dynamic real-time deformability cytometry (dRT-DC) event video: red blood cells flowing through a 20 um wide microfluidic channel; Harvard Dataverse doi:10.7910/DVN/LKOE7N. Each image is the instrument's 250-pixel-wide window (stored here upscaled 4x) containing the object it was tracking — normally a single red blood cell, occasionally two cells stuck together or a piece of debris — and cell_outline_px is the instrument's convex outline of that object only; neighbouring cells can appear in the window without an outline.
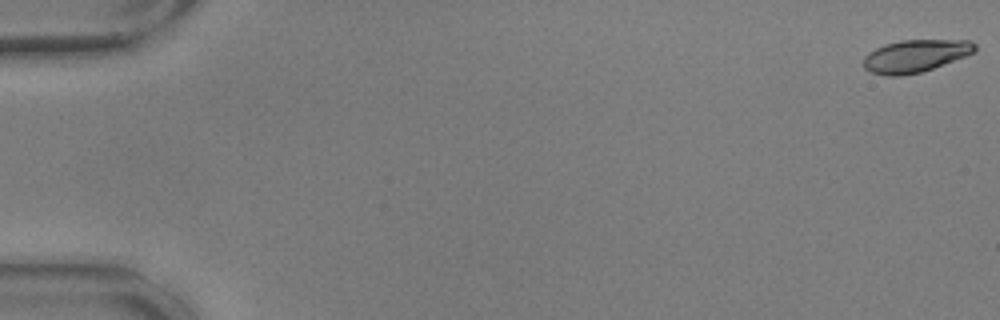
{"species": "common noctule bat (a hibernating species)", "species_latin": "Nyctalus noctula", "temperature_condition": "warm", "stored_images_in_passage": 57, "camera_frame_rate_fps": 3000, "um_per_image_px": 0.085, "animal": {"sex": "male", "body_mass_g": 17.9, "forearm_length_mm": 54.2}, "frame": {"image": 1, "passage_image": 1, "time_ms": 0.0, "image_size_px": [1000, 320], "cell_outline_px": [[976, 52], [932, 68], [920, 72], [900, 76], [888, 76], [872, 72], [864, 68], [864, 56], [868, 52], [884, 44], [900, 40], [972, 40], [976, 44]], "centroid_in_image_um": [77.81, 4.74], "position_along_channel_um": 7.2, "area_um2": 21.04}}
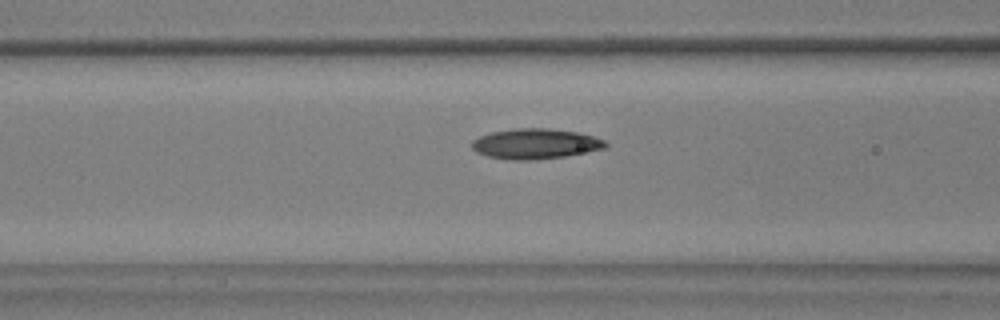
{"frame": {"image": 2, "passage_image": 24, "time_ms": 7.667, "image_size_px": [1000, 320], "cell_outline_px": [[608, 144], [604, 148], [564, 156], [536, 160], [512, 160], [488, 156], [476, 152], [472, 148], [472, 140], [480, 136], [492, 132], [512, 128], [548, 128], [576, 132], [592, 136], [604, 140]], "centroid_in_image_um": [45.47, 12.22], "position_along_channel_um": 121.1, "area_um2": 23.41}}
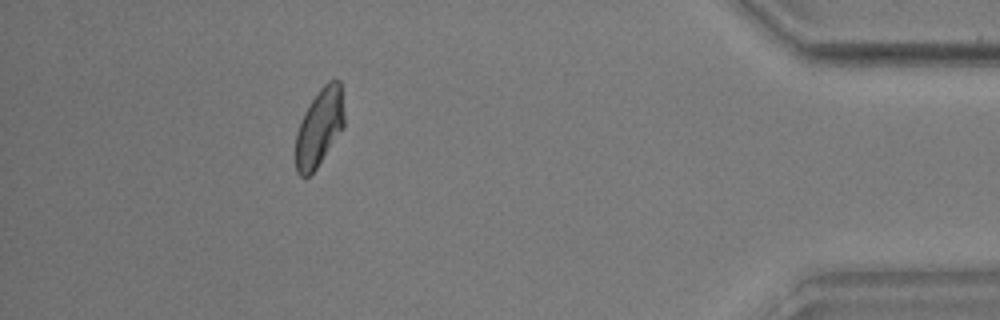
{"frame": {"image": 3, "passage_image": 52, "time_ms": 17.0, "image_size_px": [1000, 320], "cell_outline_px": [[344, 128], [316, 168], [308, 176], [300, 176], [296, 172], [296, 132], [304, 112], [320, 88], [328, 80], [340, 80], [344, 112]], "centroid_in_image_um": [27.15, 10.82], "position_along_channel_um": 408.0, "area_um2": 21.91}, "authors_computed_cell_mechanics": {"area_um2": 22.1952, "velocity_mm_per_s": 3.5746, "shape_relaxation_time_tau1_ms": 3.0905, "shape_relaxation_time_tau2_ms": 2.3888, "deformation_change_tau1": 0.1263, "deformation_change_tau2": 0.0614}}